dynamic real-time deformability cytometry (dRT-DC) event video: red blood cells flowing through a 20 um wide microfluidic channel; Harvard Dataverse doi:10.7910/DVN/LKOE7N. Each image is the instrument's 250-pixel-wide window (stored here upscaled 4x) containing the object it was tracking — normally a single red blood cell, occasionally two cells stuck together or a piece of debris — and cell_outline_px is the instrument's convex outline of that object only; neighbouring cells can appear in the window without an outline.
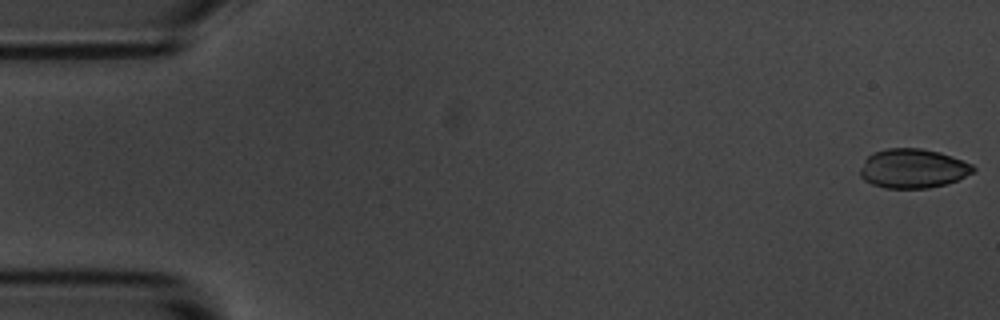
{"species": "common noctule bat (a hibernating species)", "species_latin": "Nyctalus noctula", "temperature_condition": "room temperature", "stored_images_in_passage": 55, "camera_frame_rate_fps": 3000, "um_per_image_px": 0.085, "animal": {"sex": "male", "body_mass_g": 20.1, "forearm_length_mm": 53.5}, "frame": {"image": 1, "passage_image": 1, "time_ms": 0.0, "image_size_px": [1000, 320], "cell_outline_px": [[976, 168], [972, 172], [948, 184], [928, 188], [884, 188], [872, 184], [864, 180], [860, 176], [860, 168], [864, 160], [872, 152], [888, 148], [920, 148], [940, 152], [952, 156], [972, 164]], "centroid_in_image_um": [77.57, 14.32], "position_along_channel_um": 7.4, "area_um2": 25.95}}
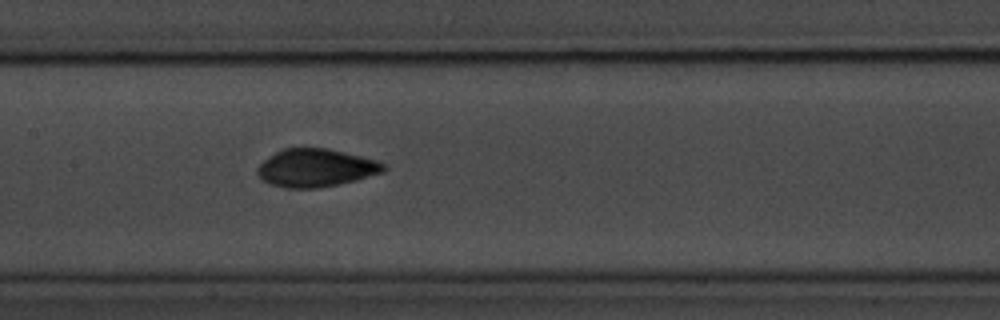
{"frame": {"image": 2, "passage_image": 26, "time_ms": 8.333, "image_size_px": [1000, 320], "cell_outline_px": [[388, 168], [384, 172], [356, 180], [316, 188], [284, 188], [272, 184], [264, 180], [256, 172], [256, 168], [268, 156], [284, 148], [328, 148], [376, 160], [384, 164]], "centroid_in_image_um": [26.85, 14.26], "position_along_channel_um": 180.6, "area_um2": 27.74}}
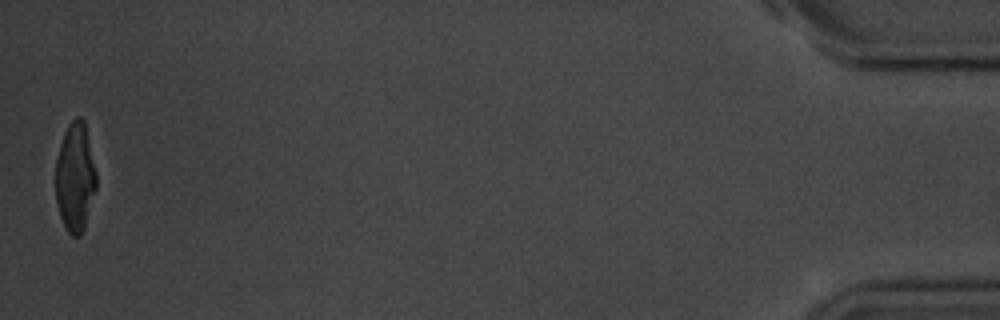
{"frame": {"image": 3, "passage_image": 54, "time_ms": 17.667, "image_size_px": [1000, 320], "cell_outline_px": [[96, 188], [84, 228], [80, 236], [72, 236], [68, 232], [60, 216], [56, 200], [56, 160], [60, 144], [64, 132], [68, 124], [76, 116], [80, 116], [84, 120], [96, 172]], "centroid_in_image_um": [6.38, 15.05], "position_along_channel_um": 428.8, "area_um2": 25.66}}